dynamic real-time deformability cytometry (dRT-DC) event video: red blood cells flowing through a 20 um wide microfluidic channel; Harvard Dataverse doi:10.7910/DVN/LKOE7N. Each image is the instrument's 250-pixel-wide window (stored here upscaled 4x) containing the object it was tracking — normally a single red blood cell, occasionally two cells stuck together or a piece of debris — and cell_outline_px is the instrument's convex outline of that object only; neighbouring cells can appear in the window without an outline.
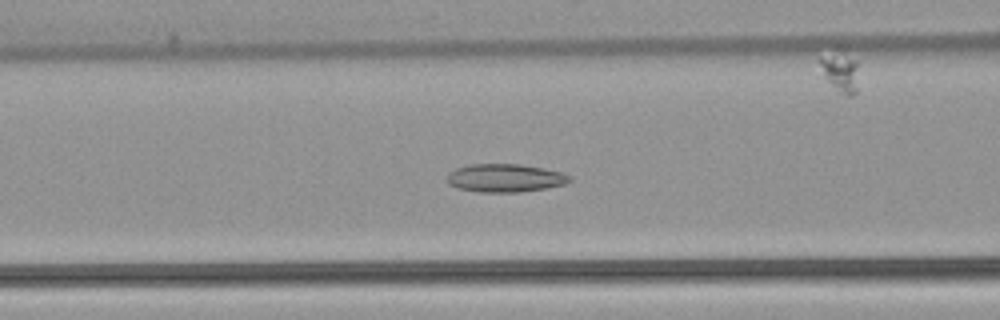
{"species": "common noctule bat (a hibernating species)", "species_latin": "Nyctalus noctula", "temperature_condition": "warm", "stored_images_in_passage": 53, "camera_frame_rate_fps": 3000, "um_per_image_px": 0.085, "animal": {"sex": "female", "body_mass_g": 22.7, "forearm_length_mm": 54.2}, "frame": {"image": 1, "passage_image": 22, "time_ms": 7.0, "image_size_px": [1000, 320], "cell_outline_px": [[572, 180], [564, 184], [544, 188], [520, 192], [480, 192], [456, 188], [448, 184], [448, 172], [456, 168], [472, 164], [520, 164], [544, 168], [560, 172], [572, 176]], "centroid_in_image_um": [42.92, 15.13], "position_along_channel_um": 123.7, "area_um2": 20.11}}
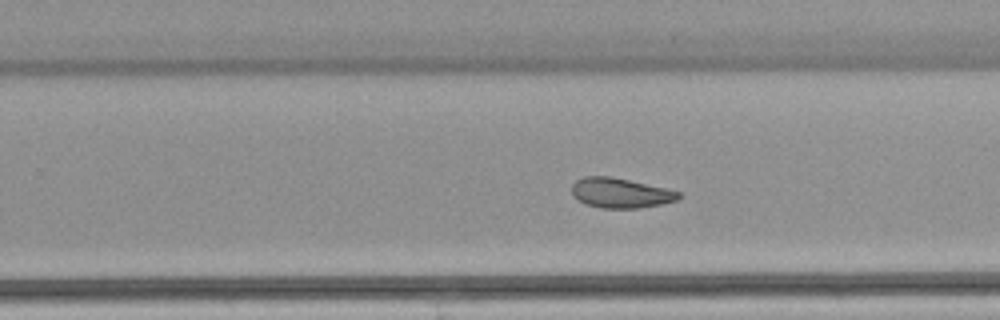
{"frame": {"image": 2, "passage_image": 34, "time_ms": 11.0, "image_size_px": [1000, 320], "cell_outline_px": [[680, 196], [676, 200], [660, 204], [640, 208], [600, 208], [584, 204], [572, 196], [572, 184], [576, 180], [584, 176], [608, 176], [668, 188], [680, 192]], "centroid_in_image_um": [52.7, 16.4], "position_along_channel_um": 277.1, "area_um2": 18.67}}
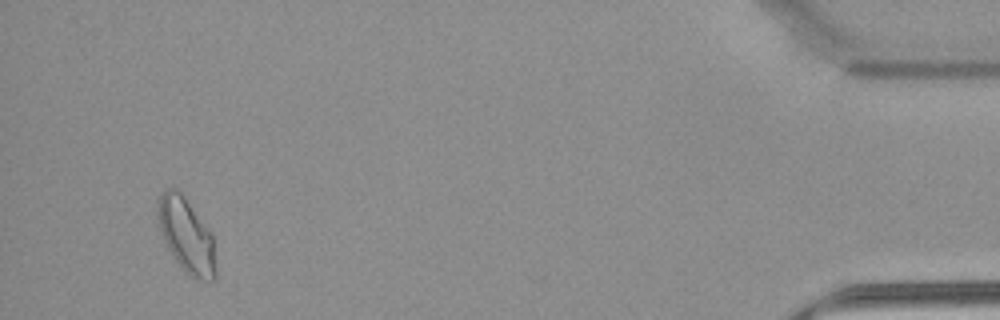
{"frame": {"image": 3, "passage_image": 51, "time_ms": 16.667, "image_size_px": [1000, 320], "cell_outline_px": [[216, 276], [212, 280], [200, 280], [188, 276], [176, 260], [168, 248], [156, 224], [156, 200], [168, 188], [176, 188], [184, 196], [208, 228], [212, 236], [216, 268]], "centroid_in_image_um": [15.8, 20.0], "position_along_channel_um": 419.4, "area_um2": 25.26}, "authors_computed_cell_mechanics": {"area_um2": 21.6172, "velocity_mm_per_s": 3.8462, "shape_relaxation_time_tau1_ms": null, "shape_relaxation_time_tau2_ms": 5.8227, "deformation_change_tau1": null, "deformation_change_tau2": 0.1196}}